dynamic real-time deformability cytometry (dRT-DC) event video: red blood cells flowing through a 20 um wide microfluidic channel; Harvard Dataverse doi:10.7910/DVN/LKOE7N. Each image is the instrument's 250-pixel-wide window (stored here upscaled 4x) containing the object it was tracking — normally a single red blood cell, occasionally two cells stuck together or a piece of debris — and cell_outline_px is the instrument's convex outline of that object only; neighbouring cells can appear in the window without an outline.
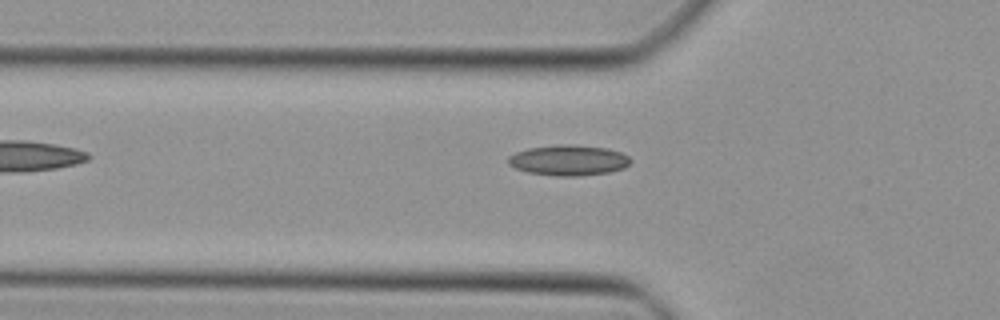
{"species": "Egyptian fruit bat (a non-hibernating species)", "species_latin": "Rousettus aegyptiacus", "temperature_condition": "cold", "stored_images_in_passage": 31, "camera_frame_rate_fps": 3000, "um_per_image_px": 0.085, "animal": {"sex": "female"}, "frame": {"image": 1, "passage_image": 4, "time_ms": 1.0, "image_size_px": [1000, 320], "cell_outline_px": [[632, 160], [624, 168], [608, 172], [576, 176], [556, 176], [528, 172], [516, 168], [508, 164], [508, 156], [516, 152], [528, 148], [556, 144], [572, 144], [608, 148], [620, 152], [628, 156]], "centroid_in_image_um": [48.32, 13.61], "position_along_channel_um": 77.5, "area_um2": 21.79}}
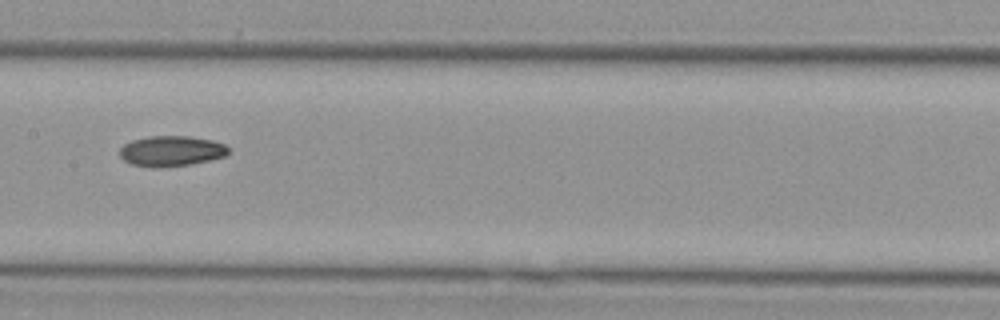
{"frame": {"image": 2, "passage_image": 12, "time_ms": 3.667, "image_size_px": [1000, 320], "cell_outline_px": [[228, 152], [224, 156], [208, 160], [188, 164], [156, 168], [152, 168], [132, 164], [124, 160], [120, 156], [120, 148], [124, 144], [132, 140], [148, 136], [192, 136], [212, 140], [224, 144], [228, 148]], "centroid_in_image_um": [14.52, 12.83], "position_along_channel_um": 192.9, "area_um2": 19.19}}
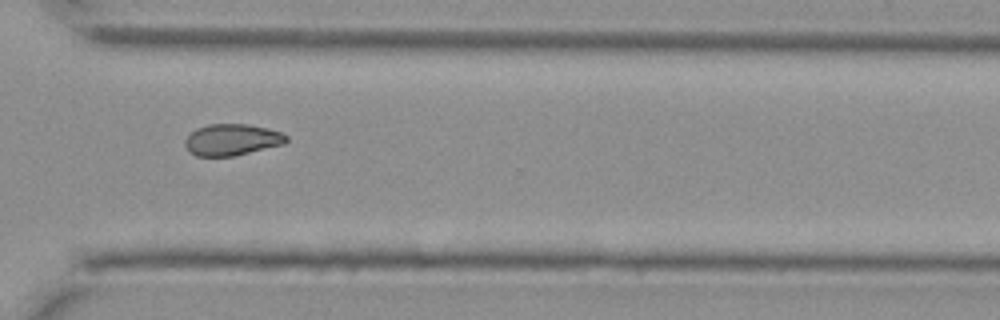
{"frame": {"image": 3, "passage_image": 23, "time_ms": 7.333, "image_size_px": [1000, 320], "cell_outline_px": [[288, 140], [284, 144], [232, 156], [196, 156], [188, 152], [184, 144], [184, 140], [196, 128], [208, 124], [248, 124], [268, 128], [280, 132], [288, 136]], "centroid_in_image_um": [19.69, 11.87], "position_along_channel_um": 350.9, "area_um2": 18.61}}